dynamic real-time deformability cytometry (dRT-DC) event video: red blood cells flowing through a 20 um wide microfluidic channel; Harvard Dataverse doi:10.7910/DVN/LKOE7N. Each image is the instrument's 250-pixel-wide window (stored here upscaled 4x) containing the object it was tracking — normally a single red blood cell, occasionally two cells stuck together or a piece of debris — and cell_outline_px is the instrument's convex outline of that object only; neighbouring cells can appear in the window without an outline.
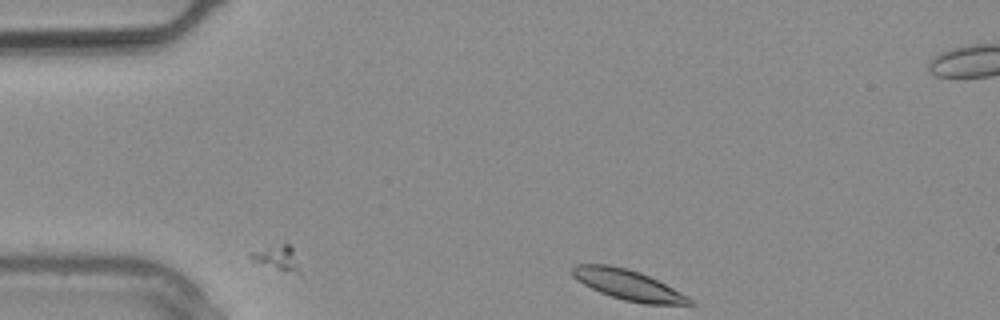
{"species": "common noctule bat (a hibernating species)", "species_latin": "Nyctalus noctula", "temperature_condition": "warm", "stored_images_in_passage": 19, "camera_frame_rate_fps": 3000, "um_per_image_px": 0.085, "animal": {"sex": "male", "body_mass_g": 20.4}, "frame": {"image": 1, "passage_image": 1, "time_ms": 0.0, "image_size_px": [1000, 320], "cell_outline_px": [[696, 304], [644, 304], [624, 300], [600, 292], [576, 280], [572, 276], [572, 268], [576, 264], [608, 264], [628, 268], [640, 272], [688, 296]], "centroid_in_image_um": [53.35, 24.2], "position_along_channel_um": 31.6, "area_um2": 20.4}}
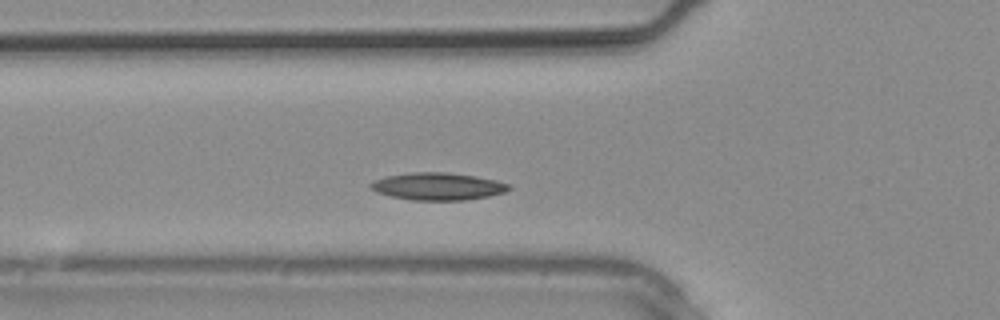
{"frame": {"image": 2, "passage_image": 6, "time_ms": 1.667, "image_size_px": [1000, 320], "cell_outline_px": [[512, 188], [504, 192], [488, 196], [464, 200], [412, 200], [392, 196], [376, 192], [368, 184], [376, 180], [388, 176], [408, 172], [448, 172], [476, 176], [496, 180], [508, 184]], "centroid_in_image_um": [37.23, 15.83], "position_along_channel_um": 88.6, "area_um2": 21.91}}